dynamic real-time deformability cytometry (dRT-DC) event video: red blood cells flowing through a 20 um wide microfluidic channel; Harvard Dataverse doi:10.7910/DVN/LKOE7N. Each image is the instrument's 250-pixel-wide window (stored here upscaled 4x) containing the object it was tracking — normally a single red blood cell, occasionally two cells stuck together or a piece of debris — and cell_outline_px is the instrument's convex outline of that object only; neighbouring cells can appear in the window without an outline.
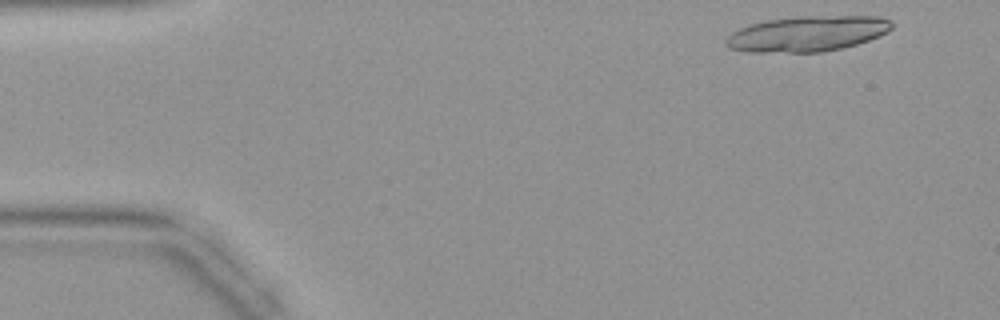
{"species": "common noctule bat (a hibernating species)", "species_latin": "Nyctalus noctula", "temperature_condition": "warm", "stored_images_in_passage": 14, "camera_frame_rate_fps": 3000, "um_per_image_px": 0.085, "animal": {"sex": "female", "body_mass_g": 19.9}, "frame": {"image": 1, "passage_image": 2, "time_ms": 0.333, "image_size_px": [1000, 320], "cell_outline_px": [[892, 28], [888, 32], [880, 36], [856, 44], [840, 48], [820, 52], [748, 52], [728, 48], [724, 44], [724, 40], [732, 32], [748, 24], [764, 20], [804, 16], [876, 16], [892, 20]], "centroid_in_image_um": [68.59, 2.86], "position_along_channel_um": 16.4, "area_um2": 34.45}}